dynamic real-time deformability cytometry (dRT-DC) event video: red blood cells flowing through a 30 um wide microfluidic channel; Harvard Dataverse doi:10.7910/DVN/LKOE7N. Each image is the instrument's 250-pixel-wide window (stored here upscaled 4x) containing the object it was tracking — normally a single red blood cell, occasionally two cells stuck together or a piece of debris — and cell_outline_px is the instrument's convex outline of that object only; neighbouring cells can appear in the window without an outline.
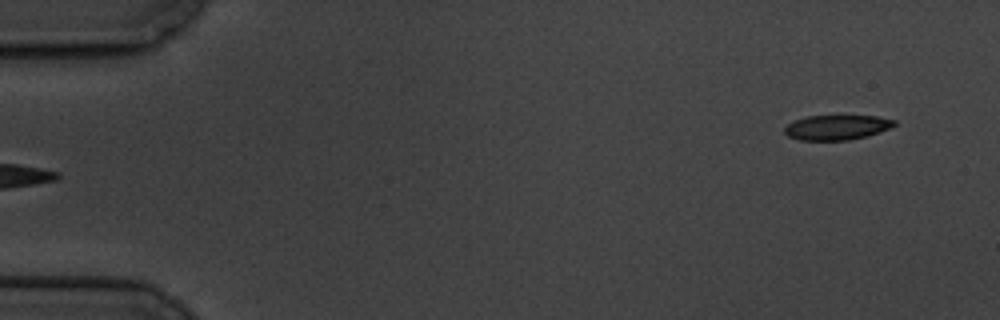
{"species": "common noctule bat (a hibernating species)", "species_latin": "Nyctalus noctula", "temperature_condition": "cold", "stored_images_in_passage": 6, "segment_of_instrument_passage": [2, 2], "camera_frame_rate_fps": 3000, "um_per_image_px": 0.085, "animal": {"sex": "male", "body_mass_g": 19.5, "forearm_length_mm": 54.6}, "frame": {"image": 1, "passage_image": 6, "time_ms": 6.333, "image_size_px": [1000, 320], "cell_outline_px": [[896, 124], [892, 128], [880, 132], [848, 140], [800, 140], [788, 136], [784, 132], [784, 128], [788, 124], [804, 116], [876, 116], [896, 120]], "centroid_in_image_um": [71.14, 10.82], "position_along_channel_um": 13.9, "area_um2": 15.84}}